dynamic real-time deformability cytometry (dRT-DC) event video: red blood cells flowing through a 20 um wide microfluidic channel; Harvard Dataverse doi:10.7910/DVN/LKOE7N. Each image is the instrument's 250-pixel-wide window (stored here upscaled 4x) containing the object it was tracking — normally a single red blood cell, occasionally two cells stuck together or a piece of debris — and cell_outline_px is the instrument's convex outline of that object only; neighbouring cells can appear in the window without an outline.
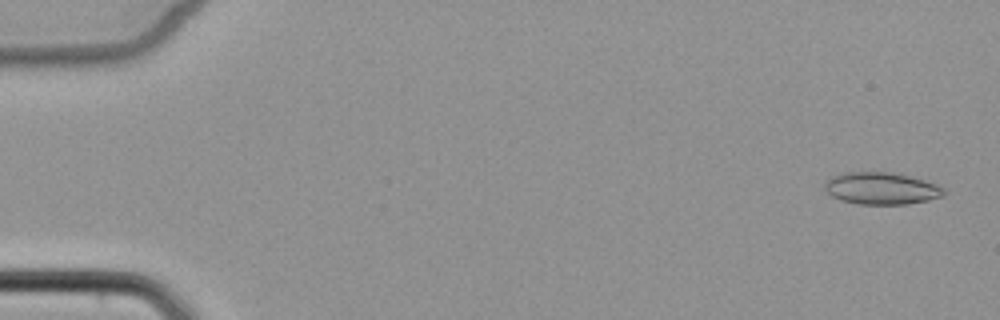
{"species": "common noctule bat (a hibernating species)", "species_latin": "Nyctalus noctula", "temperature_condition": "cold", "stored_images_in_passage": 4, "camera_frame_rate_fps": 3000, "um_per_image_px": 0.085, "animal": {"sex": "female", "body_mass_g": 22.7, "forearm_length_mm": 54.2}, "frame": {"image": 1, "passage_image": 1, "time_ms": 0.0, "image_size_px": [1000, 320], "cell_outline_px": [[948, 192], [944, 196], [928, 200], [908, 204], [856, 204], [840, 200], [832, 196], [824, 188], [824, 184], [832, 176], [840, 172], [892, 172], [924, 180], [936, 184], [944, 188]], "centroid_in_image_um": [74.93, 16.01], "position_along_channel_um": 10.1, "area_um2": 22.43}}